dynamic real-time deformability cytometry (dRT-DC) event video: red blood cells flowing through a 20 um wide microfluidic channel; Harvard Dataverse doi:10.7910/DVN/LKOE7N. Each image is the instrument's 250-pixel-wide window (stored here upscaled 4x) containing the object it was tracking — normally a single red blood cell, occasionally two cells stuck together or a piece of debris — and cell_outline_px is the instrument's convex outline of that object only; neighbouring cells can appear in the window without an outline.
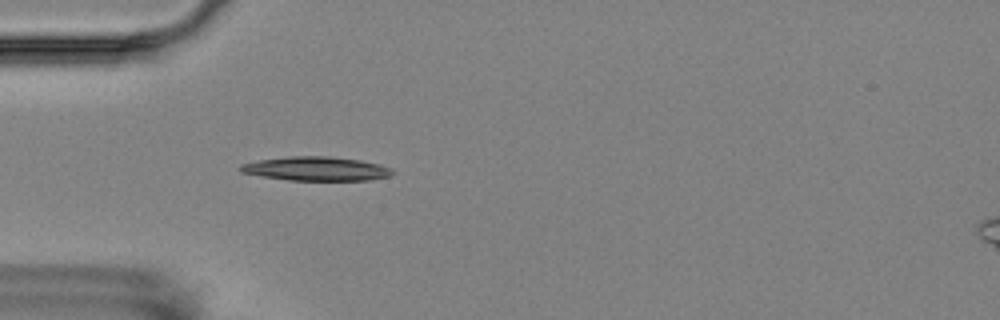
{"species": "Egyptian fruit bat (a non-hibernating species)", "species_latin": "Rousettus aegyptiacus", "temperature_condition": "room temperature", "stored_images_in_passage": 2, "camera_frame_rate_fps": 3000, "um_per_image_px": 0.085, "animal": {"sex": "female"}, "frame": {"image": 1, "passage_image": 2, "time_ms": 1.0, "image_size_px": [1000, 320], "cell_outline_px": [[396, 172], [388, 176], [368, 180], [288, 180], [240, 172], [236, 168], [240, 164], [260, 160], [288, 156], [328, 156], [360, 160], [380, 164], [392, 168]], "centroid_in_image_um": [26.88, 14.33], "position_along_channel_um": 58.1, "area_um2": 21.27}}